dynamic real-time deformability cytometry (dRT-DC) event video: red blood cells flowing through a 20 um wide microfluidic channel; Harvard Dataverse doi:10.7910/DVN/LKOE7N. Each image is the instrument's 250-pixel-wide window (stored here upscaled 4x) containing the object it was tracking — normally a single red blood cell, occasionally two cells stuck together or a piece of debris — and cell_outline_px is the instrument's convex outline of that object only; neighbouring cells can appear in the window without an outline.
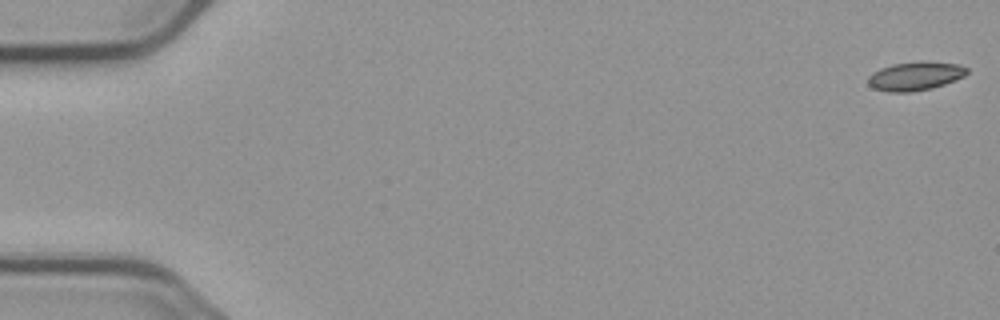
{"species": "common noctule bat (a hibernating species)", "species_latin": "Nyctalus noctula", "temperature_condition": "cold", "stored_images_in_passage": 6, "camera_frame_rate_fps": 3000, "um_per_image_px": 0.085, "animal": {"sex": "male", "body_mass_g": 23.1, "forearm_length_mm": 52.7}, "frame": {"image": 1, "passage_image": 1, "time_ms": 0.0, "image_size_px": [1000, 320], "cell_outline_px": [[968, 72], [964, 76], [956, 80], [932, 88], [912, 92], [888, 92], [872, 88], [868, 84], [868, 76], [872, 72], [880, 68], [892, 64], [920, 60], [956, 64], [968, 68]], "centroid_in_image_um": [77.77, 6.46], "position_along_channel_um": 7.2, "area_um2": 16.76}}